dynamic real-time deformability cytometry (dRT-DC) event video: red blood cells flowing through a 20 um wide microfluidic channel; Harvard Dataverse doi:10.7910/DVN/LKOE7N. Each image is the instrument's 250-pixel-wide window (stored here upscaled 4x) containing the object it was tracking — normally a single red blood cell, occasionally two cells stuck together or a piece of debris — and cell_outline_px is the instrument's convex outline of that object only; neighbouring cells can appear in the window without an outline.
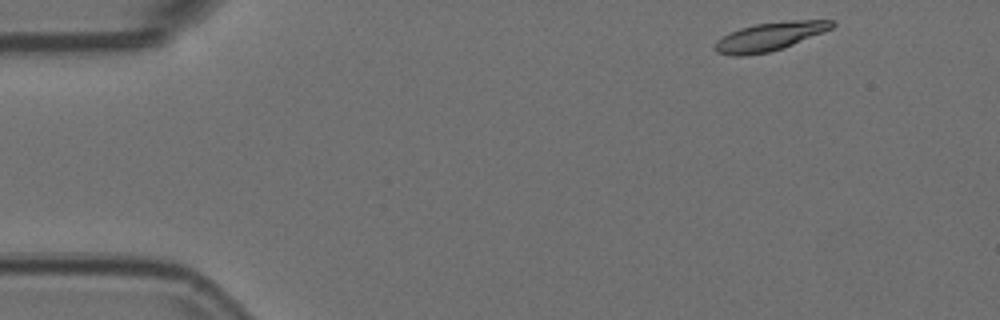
{"species": "Egyptian fruit bat (a non-hibernating species)", "species_latin": "Rousettus aegyptiacus", "temperature_condition": "room temperature", "stored_images_in_passage": 10, "camera_frame_rate_fps": 3000, "um_per_image_px": 0.085, "animal": {"sex": "female"}, "frame": {"image": 1, "passage_image": 1, "time_ms": 0.0, "image_size_px": [1000, 320], "cell_outline_px": [[836, 24], [832, 28], [824, 32], [784, 48], [768, 52], [744, 56], [736, 56], [716, 52], [712, 48], [716, 40], [728, 32], [740, 28], [756, 24], [788, 20], [832, 20]], "centroid_in_image_um": [65.39, 3.11], "position_along_channel_um": 19.6, "area_um2": 19.59}}